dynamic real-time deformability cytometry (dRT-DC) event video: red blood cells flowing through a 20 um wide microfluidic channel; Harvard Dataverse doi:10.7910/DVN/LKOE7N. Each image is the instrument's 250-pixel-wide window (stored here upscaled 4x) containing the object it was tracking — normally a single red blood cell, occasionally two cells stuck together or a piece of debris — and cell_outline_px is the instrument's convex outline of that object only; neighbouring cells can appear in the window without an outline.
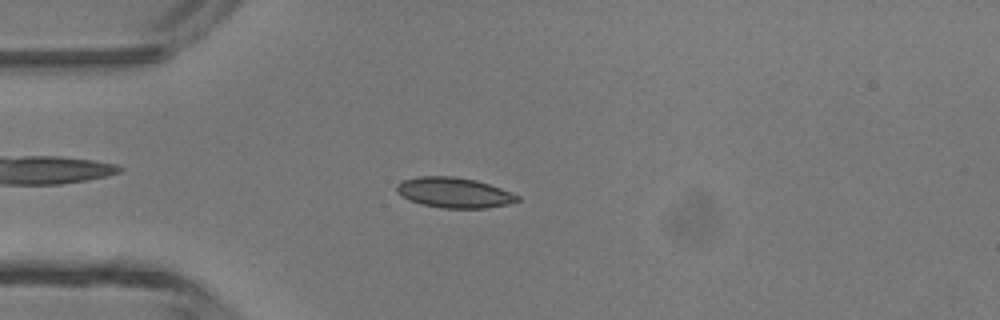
{"species": "common noctule bat (a hibernating species)", "species_latin": "Nyctalus noctula", "temperature_condition": "room temperature", "stored_images_in_passage": 2, "camera_frame_rate_fps": 3000, "um_per_image_px": 0.085, "animal": {"sex": "male", "body_mass_g": 13.3}, "frame": {"image": 1, "passage_image": 1, "time_ms": 0.0, "image_size_px": [1000, 320], "cell_outline_px": [[520, 200], [508, 204], [484, 208], [440, 208], [420, 204], [396, 192], [396, 184], [404, 180], [416, 176], [452, 176], [476, 180], [512, 192], [520, 196]], "centroid_in_image_um": [38.6, 16.37], "position_along_channel_um": 46.4, "area_um2": 21.27}}